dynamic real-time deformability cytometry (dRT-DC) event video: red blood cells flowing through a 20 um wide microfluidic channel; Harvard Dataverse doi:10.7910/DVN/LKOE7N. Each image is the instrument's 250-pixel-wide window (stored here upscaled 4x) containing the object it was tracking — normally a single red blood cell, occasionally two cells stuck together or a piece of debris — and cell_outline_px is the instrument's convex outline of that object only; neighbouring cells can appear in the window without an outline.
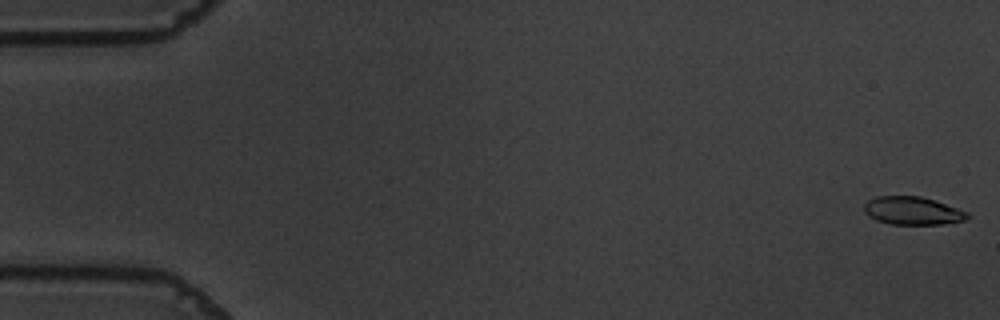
{"species": "common noctule bat (a hibernating species)", "species_latin": "Nyctalus noctula", "temperature_condition": "warm", "stored_images_in_passage": 18, "camera_frame_rate_fps": 3000, "um_per_image_px": 0.085, "animal": {"sex": "male", "body_mass_g": 19.5, "forearm_length_mm": 54.6}, "frame": {"image": 1, "passage_image": 1, "time_ms": 0.0, "image_size_px": [1000, 320], "cell_outline_px": [[968, 216], [960, 220], [936, 224], [892, 224], [880, 220], [872, 216], [864, 208], [872, 200], [880, 196], [916, 196], [932, 200], [944, 204], [964, 212]], "centroid_in_image_um": [77.55, 17.91], "position_along_channel_um": 7.5, "area_um2": 15.55}}